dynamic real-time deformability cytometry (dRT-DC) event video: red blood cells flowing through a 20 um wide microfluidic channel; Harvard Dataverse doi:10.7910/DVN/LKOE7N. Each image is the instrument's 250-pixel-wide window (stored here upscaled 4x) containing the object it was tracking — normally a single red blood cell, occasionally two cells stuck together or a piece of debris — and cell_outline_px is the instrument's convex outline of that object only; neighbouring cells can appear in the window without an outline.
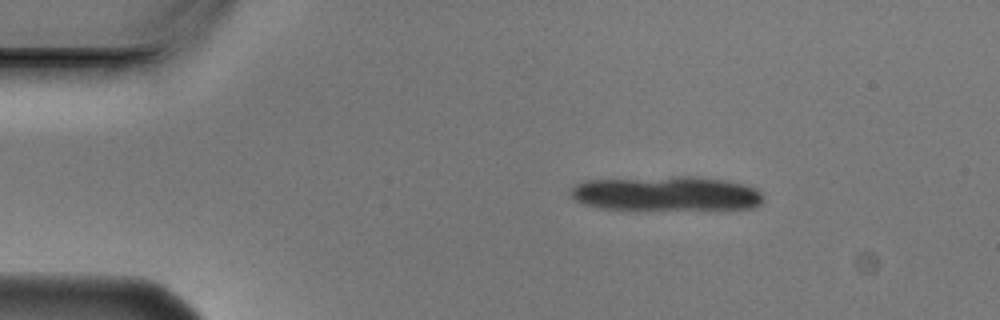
{"species": "Egyptian fruit bat (a non-hibernating species)", "species_latin": "Rousettus aegyptiacus", "temperature_condition": "cold", "stored_images_in_passage": 4, "camera_frame_rate_fps": 3000, "um_per_image_px": 0.085, "animal": {"sex": "male"}, "frame": {"image": 1, "passage_image": 2, "time_ms": 0.333, "image_size_px": [1000, 320], "cell_outline_px": [[764, 200], [760, 204], [752, 208], [600, 208], [584, 204], [576, 200], [568, 192], [568, 188], [584, 180], [672, 176], [696, 176], [728, 180], [744, 184], [756, 188], [764, 196]], "centroid_in_image_um": [56.62, 16.42], "position_along_channel_um": 28.4, "area_um2": 38.61}}